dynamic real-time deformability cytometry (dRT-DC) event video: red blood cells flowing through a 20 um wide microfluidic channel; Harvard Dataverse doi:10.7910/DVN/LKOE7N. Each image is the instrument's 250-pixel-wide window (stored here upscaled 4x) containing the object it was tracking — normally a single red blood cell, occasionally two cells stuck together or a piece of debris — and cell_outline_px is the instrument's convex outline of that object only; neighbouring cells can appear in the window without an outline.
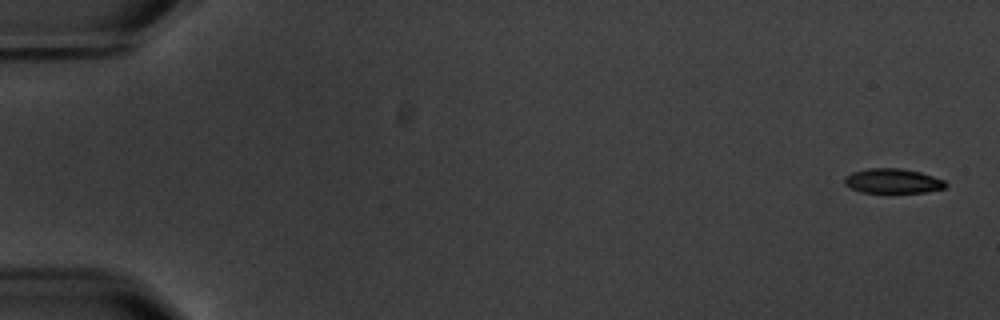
{"species": "common noctule bat (a hibernating species)", "species_latin": "Nyctalus noctula", "temperature_condition": "warm", "stored_images_in_passage": 6, "camera_frame_rate_fps": 3000, "um_per_image_px": 0.085, "animal": {"sex": "male", "body_mass_g": 20.1, "forearm_length_mm": 53.5}, "frame": {"image": 1, "passage_image": 1, "time_ms": 0.0, "image_size_px": [1000, 320], "cell_outline_px": [[948, 184], [944, 188], [924, 192], [860, 192], [844, 184], [844, 176], [852, 172], [868, 168], [900, 168], [920, 172], [944, 180]], "centroid_in_image_um": [75.86, 15.37], "position_along_channel_um": 9.1, "area_um2": 14.45}}